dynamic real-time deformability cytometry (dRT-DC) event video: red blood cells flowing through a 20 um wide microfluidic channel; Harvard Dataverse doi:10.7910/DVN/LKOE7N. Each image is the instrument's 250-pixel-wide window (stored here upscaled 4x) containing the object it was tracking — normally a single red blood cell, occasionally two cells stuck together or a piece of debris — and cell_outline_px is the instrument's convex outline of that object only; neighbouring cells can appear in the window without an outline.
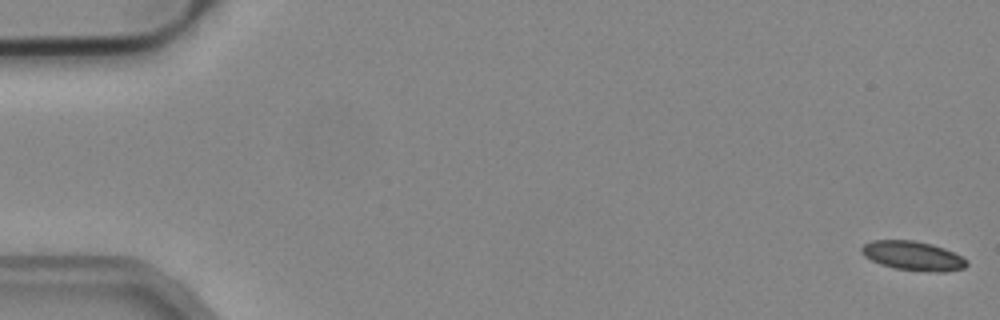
{"species": "common noctule bat (a hibernating species)", "species_latin": "Nyctalus noctula", "temperature_condition": "cold", "stored_images_in_passage": 53, "camera_frame_rate_fps": 3000, "um_per_image_px": 0.085, "animal": {"sex": "male", "body_mass_g": 19.2, "forearm_length_mm": 51.8}, "frame": {"image": 1, "passage_image": 1, "time_ms": 0.0, "image_size_px": [1000, 320], "cell_outline_px": [[968, 264], [964, 268], [944, 272], [936, 272], [896, 268], [880, 264], [864, 256], [860, 252], [860, 248], [864, 244], [872, 240], [912, 240], [932, 244], [944, 248], [968, 260]], "centroid_in_image_um": [77.59, 21.73], "position_along_channel_um": 7.4, "area_um2": 17.8}}
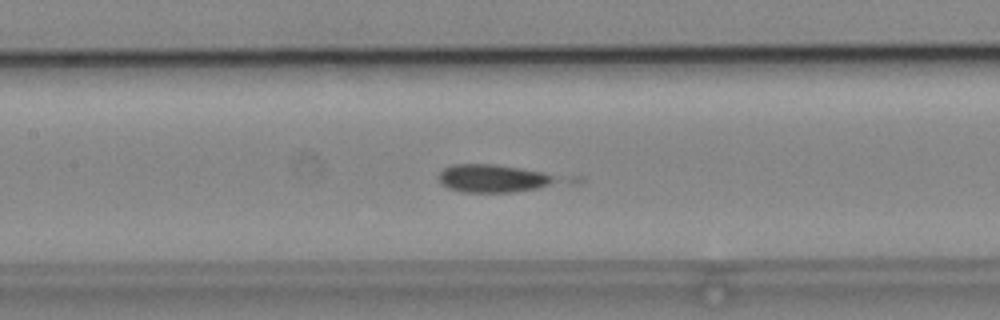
{"frame": {"image": 2, "passage_image": 25, "time_ms": 8.0, "image_size_px": [1000, 320], "cell_outline_px": [[556, 180], [548, 184], [536, 188], [512, 192], [460, 192], [448, 188], [440, 184], [440, 172], [444, 168], [452, 164], [492, 164], [520, 168], [544, 172], [552, 176]], "centroid_in_image_um": [41.8, 15.16], "position_along_channel_um": 165.6, "area_um2": 18.79}}
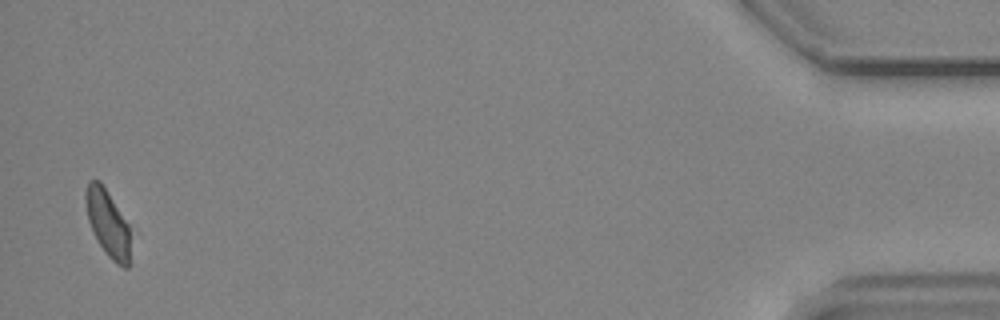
{"frame": {"image": 3, "passage_image": 52, "time_ms": 17.0, "image_size_px": [1000, 320], "cell_outline_px": [[140, 232], [128, 268], [124, 268], [116, 264], [108, 256], [92, 232], [88, 220], [84, 200], [84, 192], [88, 180], [100, 180]], "centroid_in_image_um": [9.37, 19.02], "position_along_channel_um": 425.8, "area_um2": 20.11}}